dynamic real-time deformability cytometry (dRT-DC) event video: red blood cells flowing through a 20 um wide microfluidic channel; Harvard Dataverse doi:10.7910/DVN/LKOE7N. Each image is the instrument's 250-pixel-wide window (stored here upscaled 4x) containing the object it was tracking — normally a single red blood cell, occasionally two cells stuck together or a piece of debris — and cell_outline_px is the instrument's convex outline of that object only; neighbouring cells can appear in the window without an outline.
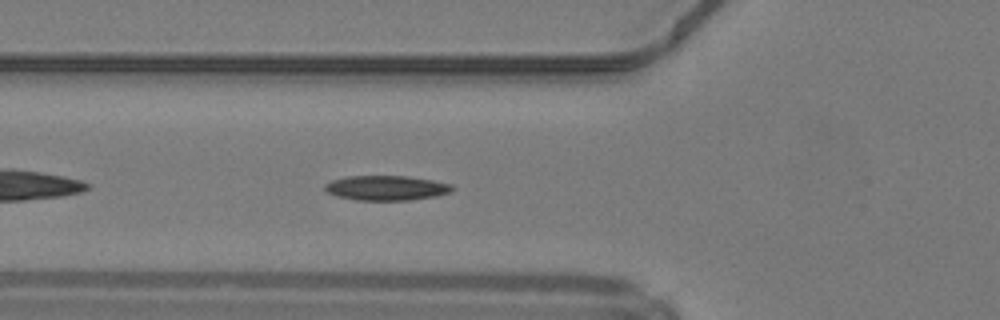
{"species": "common noctule bat (a hibernating species)", "species_latin": "Nyctalus noctula", "temperature_condition": "warm", "stored_images_in_passage": 32, "camera_frame_rate_fps": 3000, "um_per_image_px": 0.085, "animal": {"sex": "male", "body_mass_g": 19.2, "forearm_length_mm": 51.8}, "frame": {"image": 1, "passage_image": 5, "time_ms": 1.333, "image_size_px": [1000, 320], "cell_outline_px": [[456, 188], [448, 192], [436, 196], [408, 200], [356, 200], [336, 196], [328, 192], [324, 188], [324, 184], [332, 180], [348, 176], [404, 176], [432, 180], [452, 184]], "centroid_in_image_um": [32.83, 15.97], "position_along_channel_um": 93.0, "area_um2": 18.32}, "authors_computed_cell_mechanics": {"area_um2": 18.0047, "velocity_mm_per_s": 4.2172, "shape_relaxation_time_tau1_ms": 5.1672, "shape_relaxation_time_tau2_ms": null, "deformation_change_tau1": 0.1558, "deformation_change_tau2": null}}